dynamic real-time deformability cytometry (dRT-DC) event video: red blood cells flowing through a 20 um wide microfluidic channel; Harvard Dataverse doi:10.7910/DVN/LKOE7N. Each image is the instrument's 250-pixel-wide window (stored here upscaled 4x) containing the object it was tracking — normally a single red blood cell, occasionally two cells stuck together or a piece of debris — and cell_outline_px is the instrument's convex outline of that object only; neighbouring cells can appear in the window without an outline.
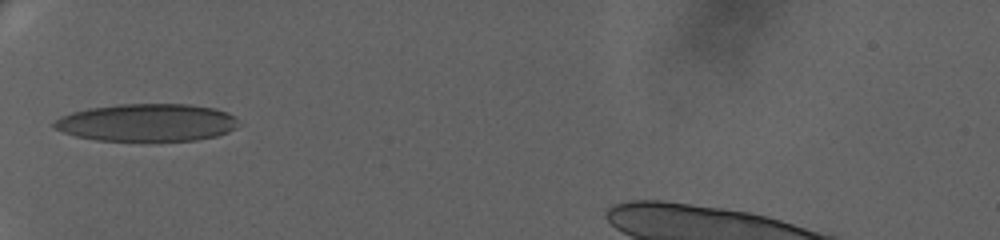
{"species": "human", "species_latin": "Homo sapiens", "temperature_condition": "warm", "stored_images_in_passage": 36, "camera_frame_rate_fps": 3000, "um_per_image_px": 0.085, "donor": {"sex": "female"}, "frame": {"image": 1, "passage_image": 1, "time_ms": 0.0, "image_size_px": [1000, 240], "cell_outline_px": [[240, 124], [236, 128], [228, 132], [216, 136], [196, 140], [96, 140], [76, 136], [64, 132], [56, 128], [52, 124], [60, 116], [72, 112], [92, 108], [120, 104], [188, 104], [212, 108], [236, 116]], "centroid_in_image_um": [12.52, 10.41], "position_along_channel_um": 72.5, "area_um2": 40.06}}
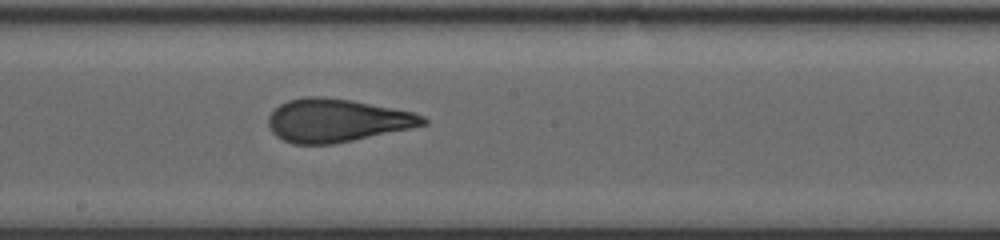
{"frame": {"image": 2, "passage_image": 15, "time_ms": 4.667, "image_size_px": [1000, 240], "cell_outline_px": [[428, 124], [352, 140], [332, 144], [292, 144], [276, 136], [272, 132], [268, 124], [268, 116], [280, 104], [288, 100], [308, 96], [320, 96], [352, 100], [412, 112], [424, 116], [428, 120]], "centroid_in_image_um": [28.6, 10.23], "position_along_channel_um": 219.6, "area_um2": 38.55}}
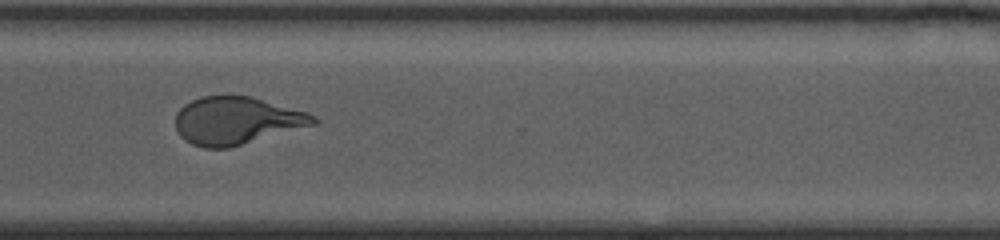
{"frame": {"image": 3, "passage_image": 27, "time_ms": 8.667, "image_size_px": [1000, 240], "cell_outline_px": [[316, 124], [228, 148], [204, 148], [192, 144], [184, 140], [180, 136], [176, 128], [176, 112], [184, 104], [200, 96], [252, 96], [308, 112], [316, 116]], "centroid_in_image_um": [20.09, 10.25], "position_along_channel_um": 350.5, "area_um2": 38.26}, "authors_computed_cell_mechanics": {"area_um2": 38.5526, "velocity_mm_per_s": 3.2832, "shape_relaxation_time_tau1_ms": 7.5215, "shape_relaxation_time_tau2_ms": 1.1153, "deformation_change_tau1": 0.2314, "deformation_change_tau2": 0.0931}}